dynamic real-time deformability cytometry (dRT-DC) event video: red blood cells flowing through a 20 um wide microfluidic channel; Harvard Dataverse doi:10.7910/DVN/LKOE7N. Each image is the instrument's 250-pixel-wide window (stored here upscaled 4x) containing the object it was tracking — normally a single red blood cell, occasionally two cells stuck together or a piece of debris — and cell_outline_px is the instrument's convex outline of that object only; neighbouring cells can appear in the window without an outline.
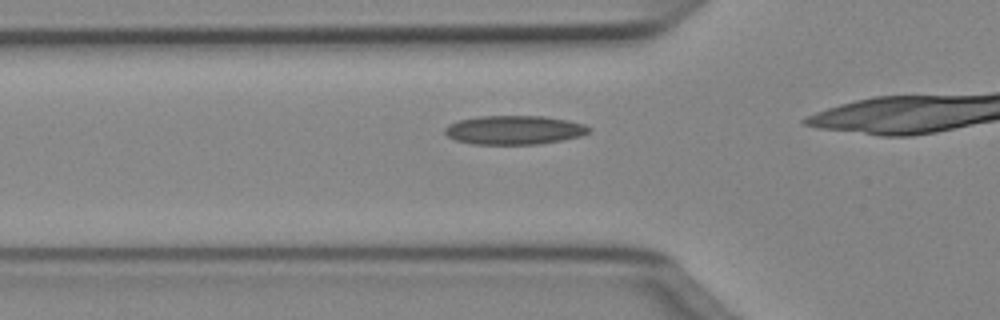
{"species": "Egyptian fruit bat (a non-hibernating species)", "species_latin": "Rousettus aegyptiacus", "temperature_condition": "cold", "stored_images_in_passage": 19, "camera_frame_rate_fps": 3000, "um_per_image_px": 0.085, "animal": {"sex": "female"}, "frame": {"image": 1, "passage_image": 11, "time_ms": 3.333, "image_size_px": [1000, 320], "cell_outline_px": [[592, 132], [580, 136], [564, 140], [540, 144], [472, 144], [456, 140], [448, 136], [444, 132], [444, 128], [448, 124], [460, 120], [480, 116], [544, 116], [568, 120], [584, 124], [592, 128]], "centroid_in_image_um": [43.75, 11.05], "position_along_channel_um": 82.0, "area_um2": 24.45}}
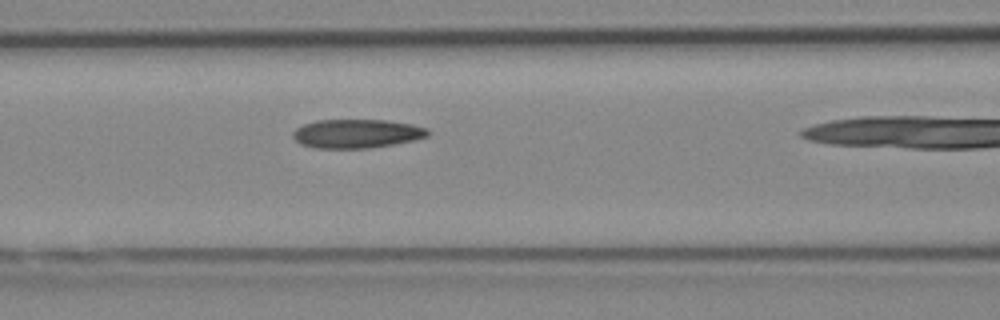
{"frame": {"image": 2, "passage_image": 15, "time_ms": 4.667, "image_size_px": [1000, 320], "cell_outline_px": [[432, 132], [428, 136], [412, 140], [392, 144], [368, 148], [316, 148], [300, 144], [292, 136], [292, 132], [296, 128], [304, 124], [316, 120], [388, 120], [412, 124], [428, 128]], "centroid_in_image_um": [30.32, 11.35], "position_along_channel_um": 136.3, "area_um2": 22.72}}
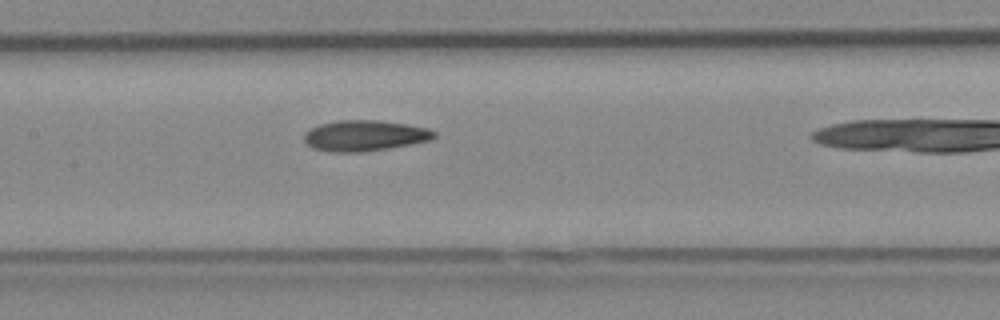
{"frame": {"image": 3, "passage_image": 18, "time_ms": 5.667, "image_size_px": [1000, 320], "cell_outline_px": [[436, 136], [432, 140], [412, 144], [364, 152], [328, 152], [312, 148], [304, 140], [304, 132], [320, 124], [336, 120], [380, 120], [428, 128], [436, 132]], "centroid_in_image_um": [30.99, 11.53], "position_along_channel_um": 176.4, "area_um2": 23.47}}